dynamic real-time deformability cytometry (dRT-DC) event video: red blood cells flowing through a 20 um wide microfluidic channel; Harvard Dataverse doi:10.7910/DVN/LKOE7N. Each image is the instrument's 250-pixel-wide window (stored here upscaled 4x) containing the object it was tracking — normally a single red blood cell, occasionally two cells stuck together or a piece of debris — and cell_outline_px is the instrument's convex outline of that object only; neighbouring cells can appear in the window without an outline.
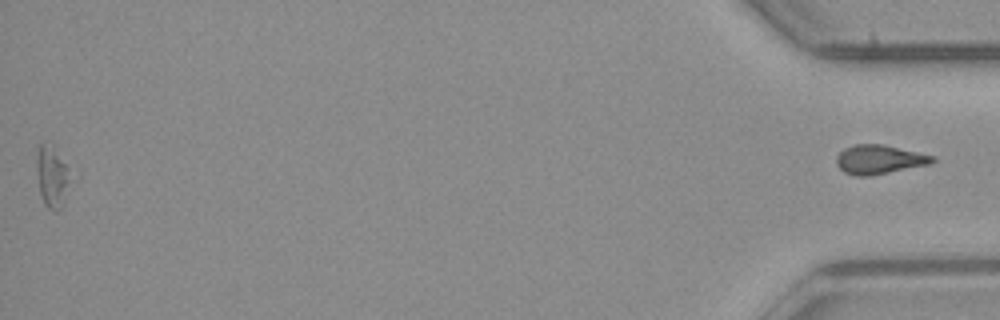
{"species": "common noctule bat (a hibernating species)", "species_latin": "Nyctalus noctula", "temperature_condition": "room temperature", "stored_images_in_passage": 52, "segment_of_instrument_passage": [2, 2], "camera_frame_rate_fps": 3000, "um_per_image_px": 0.085, "animal": {"sex": "male", "body_mass_g": 23.1, "forearm_length_mm": 52.7}, "frame": {"image": 1, "passage_image": 52, "time_ms": 17.0, "image_size_px": [1000, 320], "cell_outline_px": [[936, 160], [928, 164], [868, 176], [856, 176], [844, 172], [836, 164], [836, 156], [844, 148], [856, 144], [884, 144], [936, 156]], "centroid_in_image_um": [74.72, 13.54], "position_along_channel_um": 360.5, "area_um2": 16.18}}